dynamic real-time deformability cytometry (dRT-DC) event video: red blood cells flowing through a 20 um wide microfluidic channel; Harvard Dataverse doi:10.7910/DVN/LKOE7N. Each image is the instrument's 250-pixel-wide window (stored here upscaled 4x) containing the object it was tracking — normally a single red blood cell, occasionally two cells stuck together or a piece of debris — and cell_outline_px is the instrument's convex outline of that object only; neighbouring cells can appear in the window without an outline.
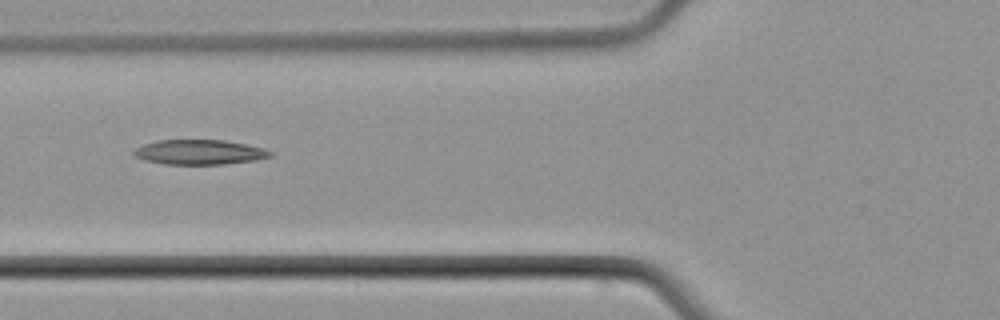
{"species": "common noctule bat (a hibernating species)", "species_latin": "Nyctalus noctula", "temperature_condition": "cold", "stored_images_in_passage": 3, "camera_frame_rate_fps": 3000, "um_per_image_px": 0.085, "animal": {"sex": "male", "body_mass_g": 21.5, "forearm_length_mm": 52.0}, "frame": {"image": 1, "passage_image": 2, "time_ms": 1.0, "image_size_px": [1000, 320], "cell_outline_px": [[272, 156], [256, 160], [224, 164], [164, 164], [144, 160], [136, 156], [132, 152], [136, 148], [144, 144], [156, 140], [224, 140], [264, 148], [272, 152]], "centroid_in_image_um": [16.95, 12.93], "position_along_channel_um": 108.9, "area_um2": 19.65}}
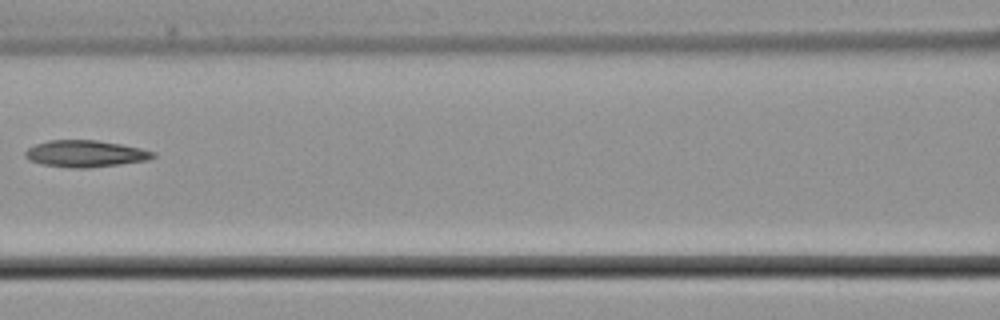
{"frame": {"image": 2, "passage_image": 3, "time_ms": 2.333, "image_size_px": [1000, 320], "cell_outline_px": [[156, 156], [148, 160], [120, 164], [88, 168], [68, 168], [40, 164], [28, 160], [24, 156], [24, 152], [28, 148], [36, 144], [48, 140], [96, 140], [120, 144], [140, 148], [156, 152]], "centroid_in_image_um": [7.23, 13.07], "position_along_channel_um": 159.4, "area_um2": 20.06}}